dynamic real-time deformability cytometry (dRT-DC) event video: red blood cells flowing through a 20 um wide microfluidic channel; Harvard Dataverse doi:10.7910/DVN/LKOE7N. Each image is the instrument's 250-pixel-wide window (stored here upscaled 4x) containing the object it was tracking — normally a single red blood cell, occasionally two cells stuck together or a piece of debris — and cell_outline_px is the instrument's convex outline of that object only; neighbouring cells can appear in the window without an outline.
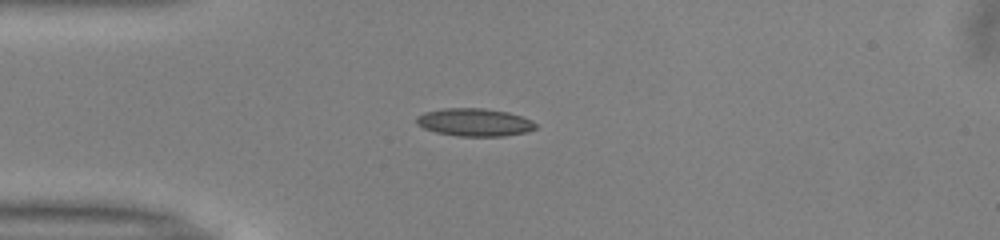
{"species": "common noctule bat (a hibernating species)", "species_latin": "Nyctalus noctula", "temperature_condition": "warm", "stored_images_in_passage": 50, "camera_frame_rate_fps": 3000, "um_per_image_px": 0.085, "animal": {"sex": "male", "body_mass_g": 13.0, "forearm_length_mm": 53.1}, "frame": {"image": 1, "passage_image": 12, "time_ms": 3.667, "image_size_px": [1000, 240], "cell_outline_px": [[536, 128], [524, 132], [504, 136], [456, 136], [436, 132], [424, 128], [416, 124], [416, 116], [424, 112], [444, 108], [484, 108], [508, 112], [532, 120], [536, 124]], "centroid_in_image_um": [40.3, 10.39], "position_along_channel_um": 44.7, "area_um2": 19.31}}
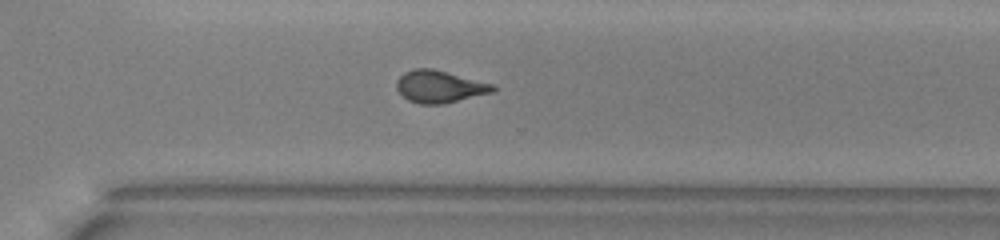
{"frame": {"image": 2, "passage_image": 35, "time_ms": 11.333, "image_size_px": [1000, 240], "cell_outline_px": [[496, 88], [492, 92], [444, 104], [420, 104], [408, 100], [396, 88], [396, 80], [404, 72], [412, 68], [432, 68], [496, 84]], "centroid_in_image_um": [37.37, 7.35], "position_along_channel_um": 333.2, "area_um2": 18.21}}
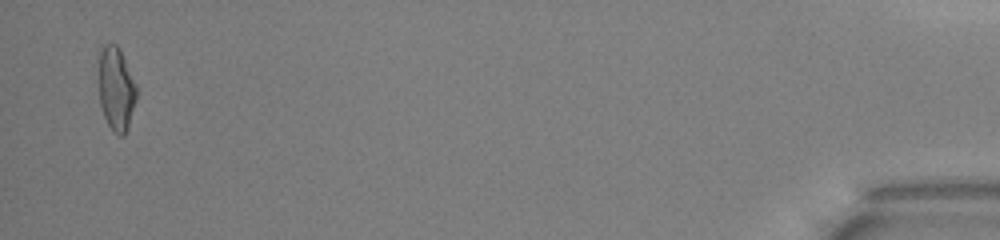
{"frame": {"image": 3, "passage_image": 49, "time_ms": 16.0, "image_size_px": [1000, 240], "cell_outline_px": [[136, 100], [128, 128], [124, 136], [120, 136], [112, 132], [104, 116], [100, 104], [100, 44], [116, 44], [120, 48], [136, 84]], "centroid_in_image_um": [9.89, 7.56], "position_along_channel_um": 425.3, "area_um2": 18.38}, "authors_computed_cell_mechanics": {"area_um2": 18.1492, "velocity_mm_per_s": 3.9877, "shape_relaxation_time_tau1_ms": 8.3232, "shape_relaxation_time_tau2_ms": 1.4713, "deformation_change_tau1": 0.2293, "deformation_change_tau2": 0.081}}